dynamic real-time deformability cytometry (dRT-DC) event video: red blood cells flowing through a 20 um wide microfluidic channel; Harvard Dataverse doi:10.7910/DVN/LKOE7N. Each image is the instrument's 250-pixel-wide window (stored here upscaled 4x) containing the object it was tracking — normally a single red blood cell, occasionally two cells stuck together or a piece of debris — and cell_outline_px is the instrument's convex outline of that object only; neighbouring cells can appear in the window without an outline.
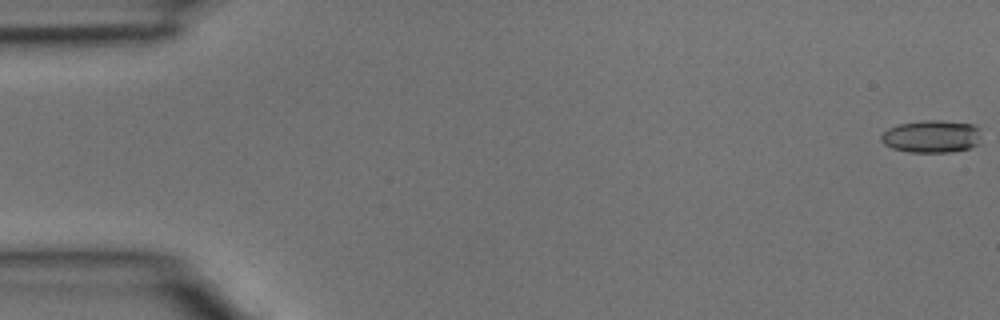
{"species": "common noctule bat (a hibernating species)", "species_latin": "Nyctalus noctula", "temperature_condition": "room temperature", "stored_images_in_passage": 7, "camera_frame_rate_fps": 3000, "um_per_image_px": 0.085, "animal": {"sex": "male", "body_mass_g": 15.6}, "frame": {"image": 1, "passage_image": 1, "time_ms": 0.0, "image_size_px": [1000, 320], "cell_outline_px": [[980, 144], [968, 148], [952, 152], [908, 152], [892, 148], [884, 144], [880, 140], [880, 136], [888, 128], [900, 124], [924, 120], [940, 120], [972, 124], [980, 128]], "centroid_in_image_um": [79.2, 11.6], "position_along_channel_um": 5.8, "area_um2": 19.13}}